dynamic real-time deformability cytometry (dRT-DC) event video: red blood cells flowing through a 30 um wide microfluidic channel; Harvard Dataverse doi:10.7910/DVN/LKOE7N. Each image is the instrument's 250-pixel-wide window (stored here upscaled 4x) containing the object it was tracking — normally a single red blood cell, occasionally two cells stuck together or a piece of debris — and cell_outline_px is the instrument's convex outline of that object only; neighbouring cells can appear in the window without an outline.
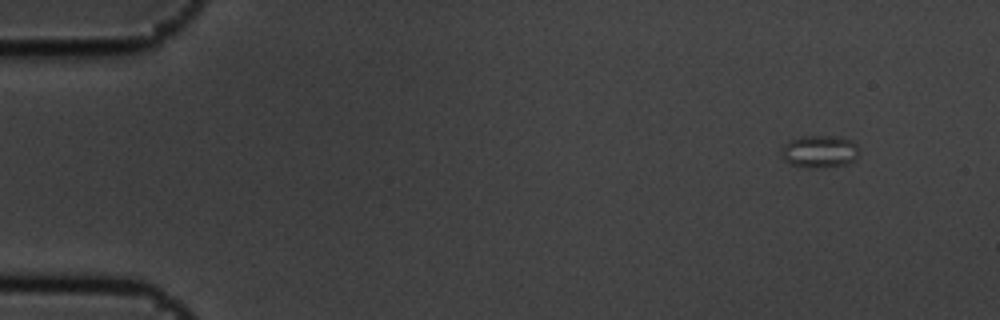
{"species": "common noctule bat (a hibernating species)", "species_latin": "Nyctalus noctula", "temperature_condition": "cold", "stored_images_in_passage": 3, "camera_frame_rate_fps": 3000, "um_per_image_px": 0.085, "animal": {"sex": "male", "body_mass_g": 19.5, "forearm_length_mm": 54.6}, "frame": {"image": 1, "passage_image": 3, "time_ms": 0.667, "image_size_px": [1000, 320], "cell_outline_px": [[860, 152], [856, 160], [848, 164], [820, 168], [812, 168], [792, 164], [784, 160], [784, 148], [788, 140], [804, 136], [840, 136], [852, 140], [860, 148]], "centroid_in_image_um": [69.77, 12.87], "position_along_channel_um": 15.2, "area_um2": 14.74}}